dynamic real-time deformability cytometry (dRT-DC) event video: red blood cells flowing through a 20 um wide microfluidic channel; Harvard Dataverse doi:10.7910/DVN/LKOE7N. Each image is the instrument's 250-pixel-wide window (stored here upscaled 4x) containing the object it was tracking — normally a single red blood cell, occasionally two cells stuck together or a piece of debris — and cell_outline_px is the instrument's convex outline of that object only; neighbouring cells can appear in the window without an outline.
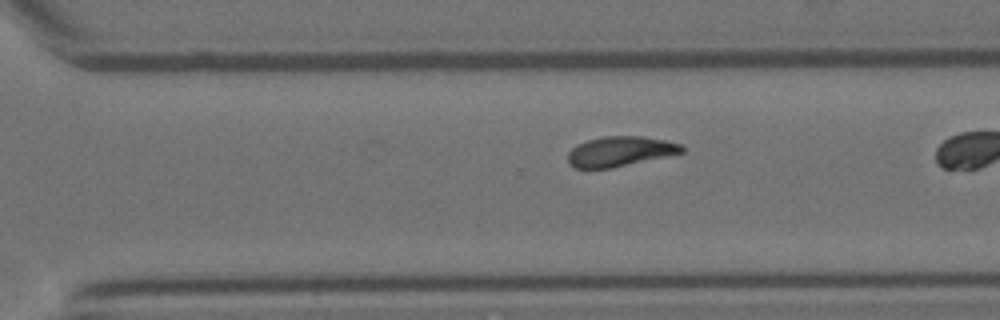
{"species": "Egyptian fruit bat (a non-hibernating species)", "species_latin": "Rousettus aegyptiacus", "temperature_condition": "room temperature", "stored_images_in_passage": 37, "camera_frame_rate_fps": 3000, "um_per_image_px": 0.085, "animal": {"sex": "female"}, "frame": {"image": 1, "passage_image": 32, "time_ms": 10.333, "image_size_px": [1000, 320], "cell_outline_px": [[684, 152], [612, 168], [576, 168], [568, 164], [568, 152], [576, 144], [588, 140], [604, 136], [640, 136], [668, 140], [680, 144], [684, 148]], "centroid_in_image_um": [52.69, 12.86], "position_along_channel_um": 317.9, "area_um2": 19.88}}